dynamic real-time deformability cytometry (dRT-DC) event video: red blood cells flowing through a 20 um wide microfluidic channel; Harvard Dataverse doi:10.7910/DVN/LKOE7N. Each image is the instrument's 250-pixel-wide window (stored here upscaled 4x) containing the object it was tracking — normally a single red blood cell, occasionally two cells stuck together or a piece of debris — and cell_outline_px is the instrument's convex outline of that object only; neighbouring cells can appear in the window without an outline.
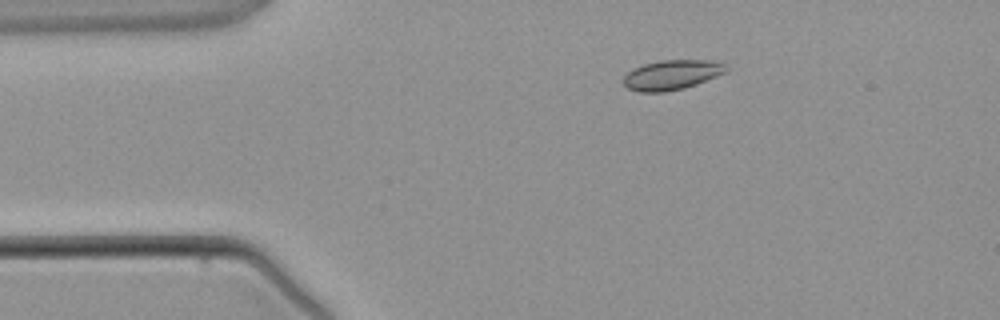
{"species": "common noctule bat (a hibernating species)", "species_latin": "Nyctalus noctula", "temperature_condition": "warm", "stored_images_in_passage": 3, "camera_frame_rate_fps": 3000, "um_per_image_px": 0.085, "animal": {"sex": "male", "body_mass_g": 21.5, "forearm_length_mm": 52.0}, "frame": {"image": 1, "passage_image": 2, "time_ms": 1.333, "image_size_px": [1000, 320], "cell_outline_px": [[728, 68], [724, 72], [716, 76], [696, 84], [684, 88], [664, 92], [640, 92], [628, 88], [624, 84], [624, 76], [628, 72], [644, 64], [660, 60], [712, 60], [724, 64]], "centroid_in_image_um": [57.1, 6.36], "position_along_channel_um": 27.9, "area_um2": 17.57}}